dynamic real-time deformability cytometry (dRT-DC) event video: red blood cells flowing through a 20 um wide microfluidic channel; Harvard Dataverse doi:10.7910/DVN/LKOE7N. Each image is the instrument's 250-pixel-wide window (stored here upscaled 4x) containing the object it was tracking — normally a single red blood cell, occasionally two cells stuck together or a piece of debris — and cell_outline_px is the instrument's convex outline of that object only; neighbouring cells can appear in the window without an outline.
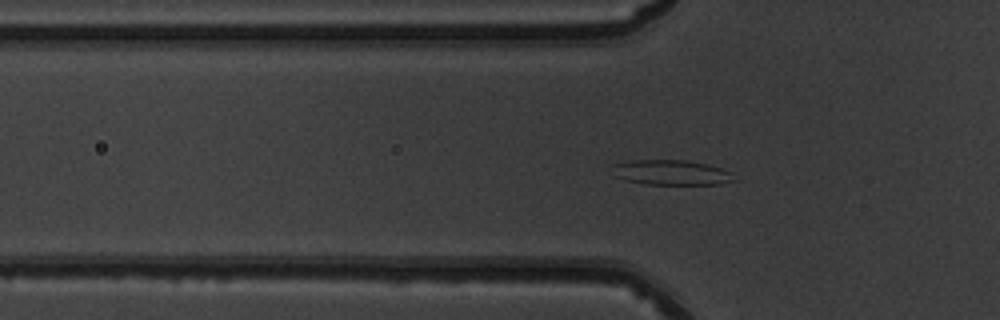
{"species": "common noctule bat (a hibernating species)", "species_latin": "Nyctalus noctula", "temperature_condition": "warm", "stored_images_in_passage": 51, "camera_frame_rate_fps": 3000, "um_per_image_px": 0.085, "animal": {"sex": "male", "body_mass_g": 19.5, "forearm_length_mm": 54.6}, "frame": {"image": 1, "passage_image": 16, "time_ms": 5.0, "image_size_px": [1000, 320], "cell_outline_px": [[736, 180], [720, 184], [644, 184], [612, 176], [612, 164], [632, 160], [688, 160], [708, 164], [720, 168], [728, 172]], "centroid_in_image_um": [56.99, 14.65], "position_along_channel_um": 68.8, "area_um2": 17.74}}
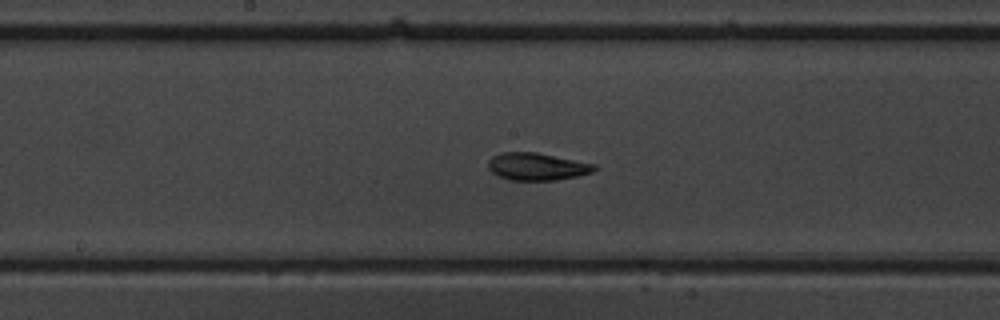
{"frame": {"image": 2, "passage_image": 26, "time_ms": 8.333, "image_size_px": [1000, 320], "cell_outline_px": [[596, 168], [592, 172], [576, 176], [556, 180], [508, 180], [492, 172], [488, 168], [488, 160], [492, 156], [500, 152], [536, 152], [596, 164]], "centroid_in_image_um": [45.61, 14.15], "position_along_channel_um": 202.6, "area_um2": 16.94}}
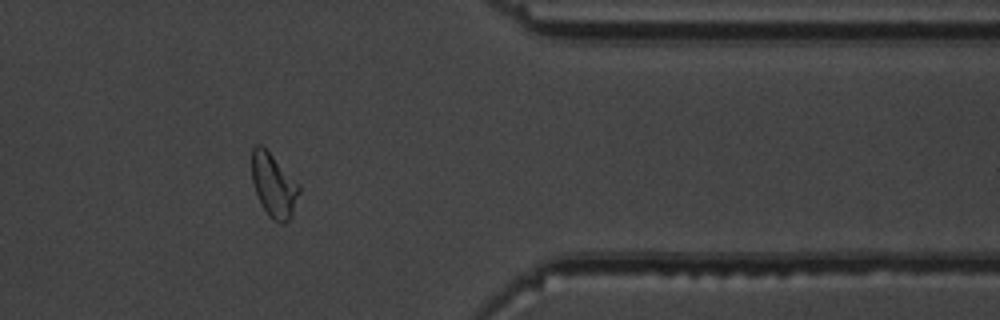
{"frame": {"image": 3, "passage_image": 41, "time_ms": 13.333, "image_size_px": [1000, 320], "cell_outline_px": [[300, 192], [292, 216], [288, 220], [280, 224], [272, 220], [268, 216], [256, 192], [252, 180], [252, 148], [256, 144], [260, 144], [300, 184]], "centroid_in_image_um": [23.28, 15.78], "position_along_channel_um": 388.1, "area_um2": 17.34}, "authors_computed_cell_mechanics": {"area_um2": 17.7446, "velocity_mm_per_s": 4.0238, "shape_relaxation_time_tau1_ms": 7.2938, "shape_relaxation_time_tau2_ms": 2.2408, "deformation_change_tau1": 0.2017, "deformation_change_tau2": 0.0793}}